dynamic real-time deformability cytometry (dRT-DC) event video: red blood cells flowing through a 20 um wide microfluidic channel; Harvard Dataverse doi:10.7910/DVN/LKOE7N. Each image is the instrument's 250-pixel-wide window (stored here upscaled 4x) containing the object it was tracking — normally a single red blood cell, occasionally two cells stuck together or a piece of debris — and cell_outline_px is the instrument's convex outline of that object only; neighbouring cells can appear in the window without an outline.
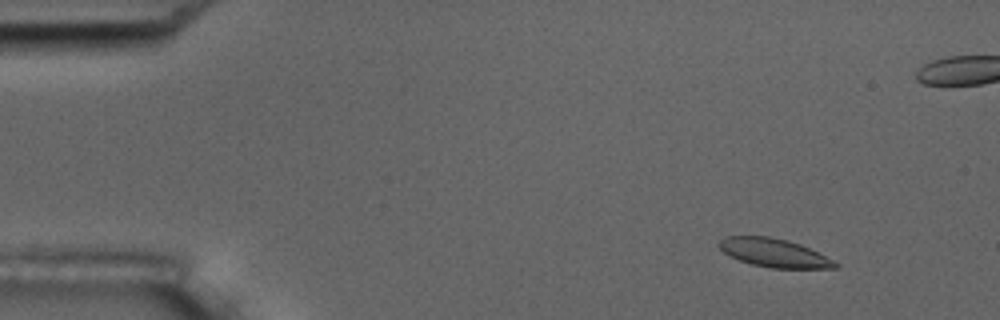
{"species": "common noctule bat (a hibernating species)", "species_latin": "Nyctalus noctula", "temperature_condition": "room temperature", "stored_images_in_passage": 6, "camera_frame_rate_fps": 3000, "um_per_image_px": 0.085, "animal": {"sex": "male", "body_mass_g": 17.5, "forearm_length_mm": 52.3}, "frame": {"image": 1, "passage_image": 2, "time_ms": 1.0, "image_size_px": [1000, 320], "cell_outline_px": [[840, 264], [836, 268], [772, 268], [752, 264], [740, 260], [724, 252], [716, 244], [720, 240], [728, 236], [768, 236], [788, 240], [800, 244]], "centroid_in_image_um": [65.78, 21.48], "position_along_channel_um": 19.2, "area_um2": 18.96}}